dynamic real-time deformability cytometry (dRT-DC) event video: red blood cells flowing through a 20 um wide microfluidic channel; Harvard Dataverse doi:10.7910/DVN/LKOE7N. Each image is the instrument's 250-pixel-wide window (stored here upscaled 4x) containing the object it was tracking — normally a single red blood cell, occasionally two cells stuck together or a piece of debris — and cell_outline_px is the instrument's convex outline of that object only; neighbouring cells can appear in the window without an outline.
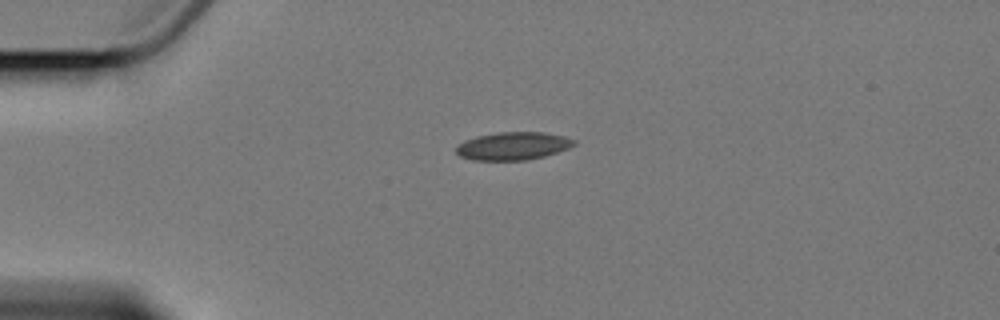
{"species": "Egyptian fruit bat (a non-hibernating species)", "species_latin": "Rousettus aegyptiacus", "temperature_condition": "cold", "stored_images_in_passage": 3, "camera_frame_rate_fps": 3000, "um_per_image_px": 0.085, "animal": {"sex": "female"}, "frame": {"image": 1, "passage_image": 1, "time_ms": 0.0, "image_size_px": [1000, 320], "cell_outline_px": [[576, 144], [568, 148], [544, 156], [524, 160], [472, 160], [460, 156], [456, 152], [456, 148], [464, 140], [476, 136], [496, 132], [544, 132], [564, 136], [576, 140]], "centroid_in_image_um": [43.6, 12.4], "position_along_channel_um": 41.4, "area_um2": 19.13}}
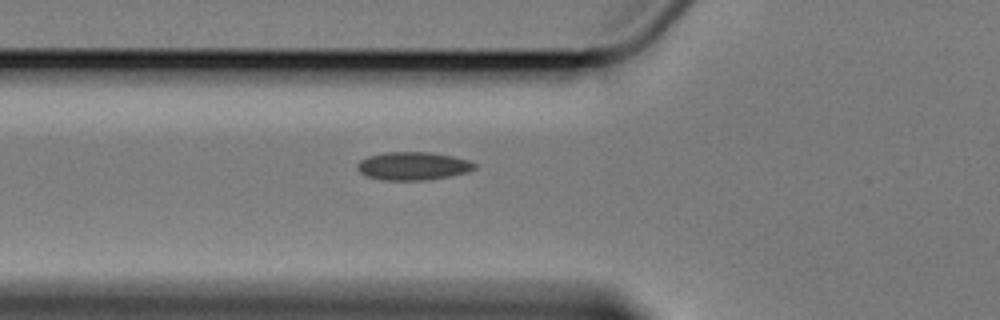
{"frame": {"image": 2, "passage_image": 3, "time_ms": 2.333, "image_size_px": [1000, 320], "cell_outline_px": [[476, 168], [468, 172], [452, 176], [424, 180], [384, 180], [368, 176], [360, 172], [356, 168], [356, 164], [360, 160], [368, 156], [384, 152], [432, 152], [452, 156], [468, 160], [476, 164]], "centroid_in_image_um": [35.11, 14.1], "position_along_channel_um": 90.7, "area_um2": 19.31}}